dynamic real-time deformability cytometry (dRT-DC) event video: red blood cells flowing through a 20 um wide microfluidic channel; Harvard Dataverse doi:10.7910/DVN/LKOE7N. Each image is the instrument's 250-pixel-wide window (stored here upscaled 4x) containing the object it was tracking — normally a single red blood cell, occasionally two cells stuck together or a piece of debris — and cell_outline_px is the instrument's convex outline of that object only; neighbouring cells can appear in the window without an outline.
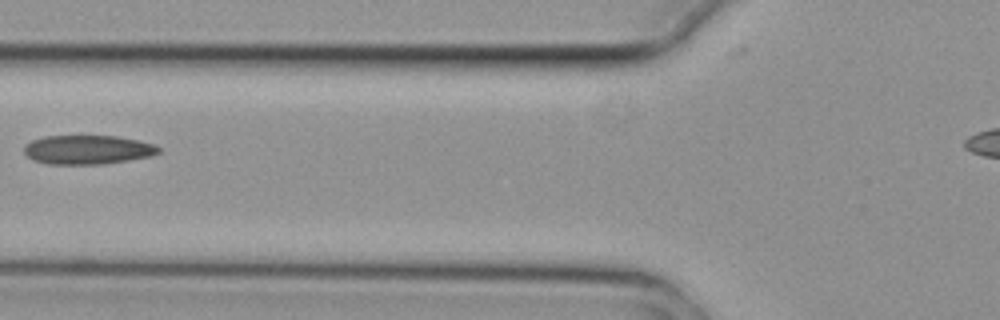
{"species": "common noctule bat (a hibernating species)", "species_latin": "Nyctalus noctula", "temperature_condition": "cold", "stored_images_in_passage": 9, "camera_frame_rate_fps": 3000, "um_per_image_px": 0.085, "animal": {"sex": "female", "body_mass_g": 29.2, "forearm_length_mm": 56.3}, "frame": {"image": 1, "passage_image": 7, "time_ms": 2.0, "image_size_px": [1000, 320], "cell_outline_px": [[160, 152], [152, 156], [104, 164], [48, 164], [32, 160], [24, 152], [24, 144], [32, 140], [44, 136], [116, 136], [140, 140], [156, 144], [160, 148]], "centroid_in_image_um": [7.47, 12.72], "position_along_channel_um": 118.3, "area_um2": 23.0}}
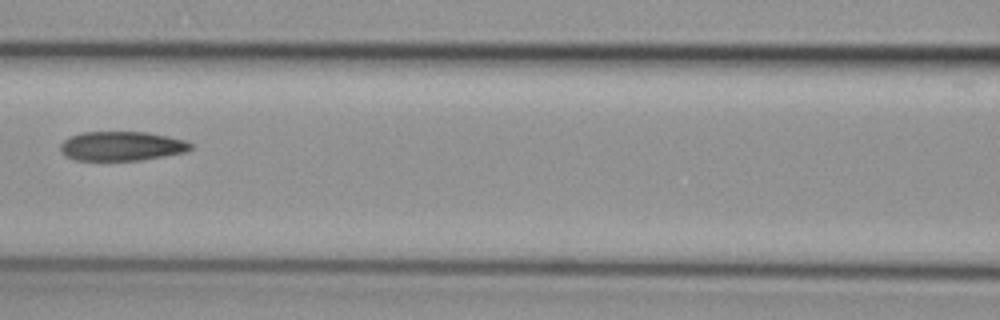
{"frame": {"image": 2, "passage_image": 8, "time_ms": 2.333, "image_size_px": [1000, 320], "cell_outline_px": [[192, 148], [184, 152], [164, 156], [140, 160], [76, 160], [64, 156], [60, 152], [60, 144], [68, 136], [80, 132], [148, 132], [168, 136], [184, 140], [192, 144]], "centroid_in_image_um": [10.29, 12.41], "position_along_channel_um": 156.3, "area_um2": 22.37}}